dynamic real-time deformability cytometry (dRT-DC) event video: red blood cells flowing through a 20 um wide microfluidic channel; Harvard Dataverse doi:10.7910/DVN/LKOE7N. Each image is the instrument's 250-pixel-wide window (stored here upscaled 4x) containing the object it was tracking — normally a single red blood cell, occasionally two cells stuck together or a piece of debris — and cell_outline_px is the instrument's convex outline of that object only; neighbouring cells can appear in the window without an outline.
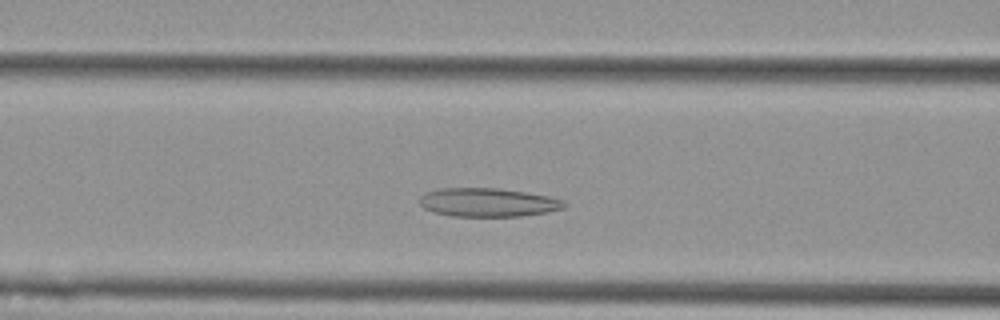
{"species": "Egyptian fruit bat (a non-hibernating species)", "species_latin": "Rousettus aegyptiacus", "temperature_condition": "cold", "stored_images_in_passage": 46, "camera_frame_rate_fps": 3000, "um_per_image_px": 0.085, "animal": {"sex": "female"}, "frame": {"image": 1, "passage_image": 13, "time_ms": 4.0, "image_size_px": [1000, 320], "cell_outline_px": [[568, 204], [564, 208], [548, 212], [524, 216], [452, 216], [432, 212], [424, 208], [420, 204], [420, 196], [424, 192], [440, 188], [500, 188], [552, 196], [564, 200]], "centroid_in_image_um": [41.51, 17.2], "position_along_channel_um": 125.1, "area_um2": 24.51}}
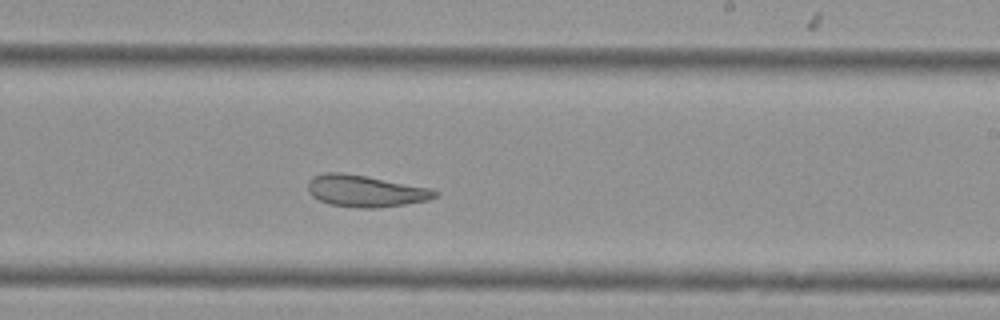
{"frame": {"image": 2, "passage_image": 24, "time_ms": 7.667, "image_size_px": [1000, 320], "cell_outline_px": [[440, 192], [436, 196], [428, 200], [404, 204], [376, 208], [356, 208], [328, 204], [312, 196], [308, 192], [308, 180], [312, 176], [324, 172], [340, 172], [364, 176], [432, 188]], "centroid_in_image_um": [31.03, 16.24], "position_along_channel_um": 258.0, "area_um2": 23.52}}
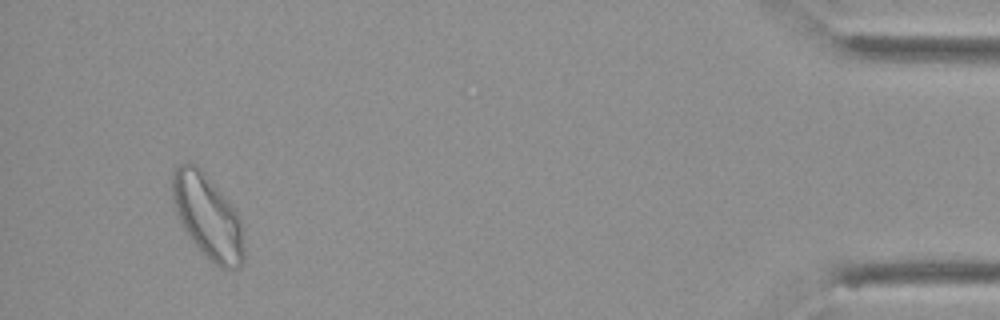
{"frame": {"image": 3, "passage_image": 43, "time_ms": 14.0, "image_size_px": [1000, 320], "cell_outline_px": [[244, 260], [236, 268], [228, 272], [220, 268], [188, 236], [180, 224], [172, 200], [172, 172], [180, 164], [196, 164], [200, 168], [236, 212], [240, 220], [244, 248]], "centroid_in_image_um": [17.63, 18.43], "position_along_channel_um": 417.6, "area_um2": 34.39}, "authors_computed_cell_mechanics": {"area_um2": 25.9811, "velocity_mm_per_s": 3.6451, "shape_relaxation_time_tau1_ms": null, "shape_relaxation_time_tau2_ms": 4.2887, "deformation_change_tau1": null, "deformation_change_tau2": 0.1237}}